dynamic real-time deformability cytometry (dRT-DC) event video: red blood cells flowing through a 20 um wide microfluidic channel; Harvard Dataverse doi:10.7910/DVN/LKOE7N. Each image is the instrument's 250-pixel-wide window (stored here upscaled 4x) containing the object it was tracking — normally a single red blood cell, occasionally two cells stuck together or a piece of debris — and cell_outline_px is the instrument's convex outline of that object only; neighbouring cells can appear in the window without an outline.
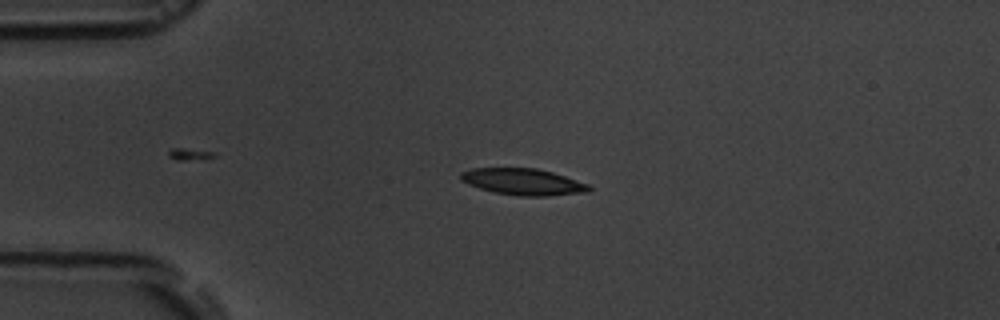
{"species": "common noctule bat (a hibernating species)", "species_latin": "Nyctalus noctula", "temperature_condition": "room temperature", "stored_images_in_passage": 3, "camera_frame_rate_fps": 3000, "um_per_image_px": 0.085, "animal": {"sex": "male", "body_mass_g": 19.5, "forearm_length_mm": 54.6}, "frame": {"image": 1, "passage_image": 3, "time_ms": 2.333, "image_size_px": [1000, 320], "cell_outline_px": [[592, 188], [588, 192], [544, 196], [520, 196], [496, 192], [480, 188], [468, 184], [460, 180], [460, 172], [472, 168], [536, 168], [552, 172], [588, 184]], "centroid_in_image_um": [44.44, 15.45], "position_along_channel_um": 40.6, "area_um2": 19.65}}